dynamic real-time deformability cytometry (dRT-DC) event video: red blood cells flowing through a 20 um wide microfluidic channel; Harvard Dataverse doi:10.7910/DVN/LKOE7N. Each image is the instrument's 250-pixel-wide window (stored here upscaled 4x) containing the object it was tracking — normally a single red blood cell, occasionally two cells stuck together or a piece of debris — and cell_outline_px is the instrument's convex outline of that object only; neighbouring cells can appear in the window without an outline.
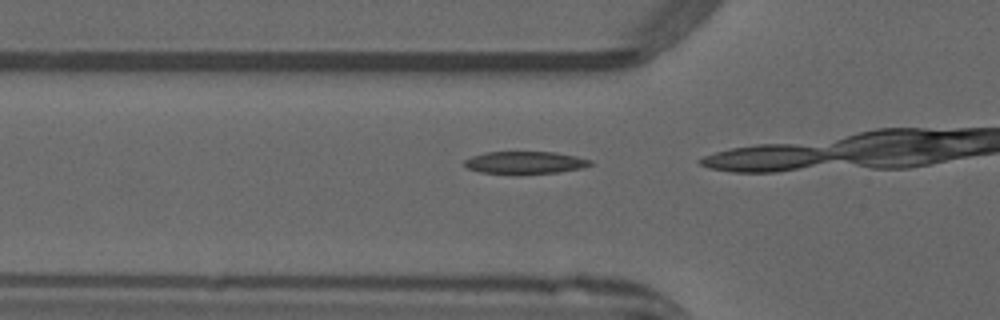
{"species": "common noctule bat (a hibernating species)", "species_latin": "Nyctalus noctula", "temperature_condition": "warm", "stored_images_in_passage": 11, "camera_frame_rate_fps": 3000, "um_per_image_px": 0.085, "animal": {"sex": "male", "forearm_length_mm": 52.5}, "frame": {"image": 1, "passage_image": 10, "time_ms": 3.0, "image_size_px": [1000, 320], "cell_outline_px": [[592, 164], [584, 168], [556, 172], [516, 176], [480, 172], [468, 168], [464, 164], [464, 160], [472, 156], [484, 152], [556, 152], [576, 156], [592, 160]], "centroid_in_image_um": [44.62, 13.85], "position_along_channel_um": 81.2, "area_um2": 16.99}}